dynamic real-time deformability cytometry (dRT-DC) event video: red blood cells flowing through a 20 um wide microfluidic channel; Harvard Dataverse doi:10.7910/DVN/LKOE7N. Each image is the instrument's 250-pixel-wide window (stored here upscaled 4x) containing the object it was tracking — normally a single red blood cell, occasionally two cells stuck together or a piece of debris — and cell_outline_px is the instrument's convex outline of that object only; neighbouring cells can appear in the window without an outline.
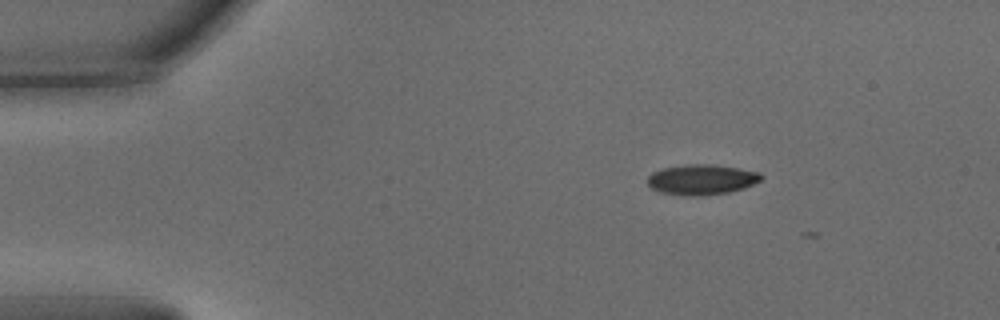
{"species": "common noctule bat (a hibernating species)", "species_latin": "Nyctalus noctula", "temperature_condition": "warm", "stored_images_in_passage": 4, "camera_frame_rate_fps": 3000, "um_per_image_px": 0.085, "animal": {"sex": "male", "body_mass_g": 15.6}, "frame": {"image": 1, "passage_image": 1, "time_ms": 0.0, "image_size_px": [1000, 320], "cell_outline_px": [[764, 176], [760, 180], [744, 188], [728, 192], [704, 196], [684, 196], [660, 192], [652, 188], [648, 184], [648, 176], [652, 172], [664, 168], [688, 164], [712, 164], [760, 172]], "centroid_in_image_um": [59.63, 15.27], "position_along_channel_um": 25.4, "area_um2": 20.06}}